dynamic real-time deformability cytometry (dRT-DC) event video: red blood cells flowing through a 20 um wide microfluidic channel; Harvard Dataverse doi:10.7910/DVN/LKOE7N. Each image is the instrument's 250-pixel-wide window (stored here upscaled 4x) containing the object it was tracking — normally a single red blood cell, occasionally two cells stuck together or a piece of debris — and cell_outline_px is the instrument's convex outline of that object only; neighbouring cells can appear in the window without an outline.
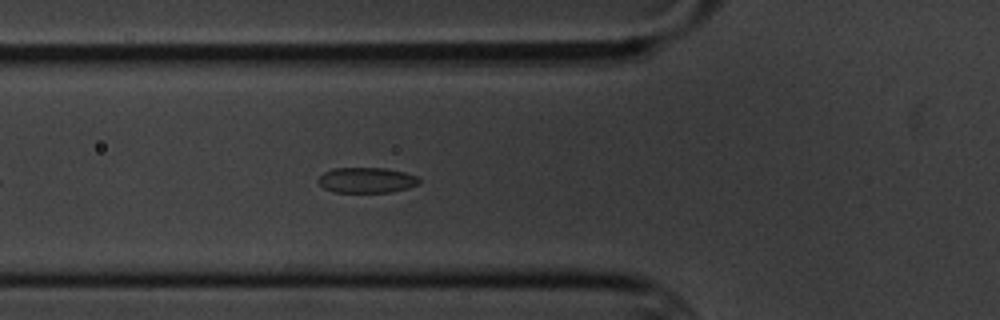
{"species": "common noctule bat (a hibernating species)", "species_latin": "Nyctalus noctula", "temperature_condition": "cold", "stored_images_in_passage": 6, "camera_frame_rate_fps": 3000, "um_per_image_px": 0.085, "animal": {"sex": "male", "body_mass_g": 20.1, "forearm_length_mm": 53.5}, "frame": {"image": 1, "passage_image": 6, "time_ms": 6.667, "image_size_px": [1000, 320], "cell_outline_px": [[420, 184], [408, 188], [392, 192], [332, 192], [324, 188], [316, 180], [324, 172], [332, 168], [384, 168], [404, 172], [416, 176], [420, 180]], "centroid_in_image_um": [31.15, 15.31], "position_along_channel_um": 94.6, "area_um2": 15.03}}